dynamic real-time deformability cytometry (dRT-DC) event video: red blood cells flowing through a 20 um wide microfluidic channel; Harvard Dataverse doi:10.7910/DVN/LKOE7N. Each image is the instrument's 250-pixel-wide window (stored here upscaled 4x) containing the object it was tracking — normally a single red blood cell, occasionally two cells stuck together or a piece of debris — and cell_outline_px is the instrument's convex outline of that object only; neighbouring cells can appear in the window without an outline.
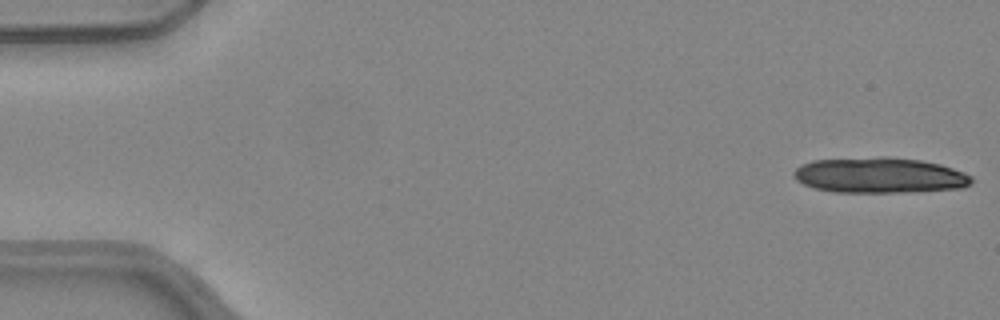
{"species": "common noctule bat (a hibernating species)", "species_latin": "Nyctalus noctula", "temperature_condition": "warm", "stored_images_in_passage": 14, "camera_frame_rate_fps": 3000, "um_per_image_px": 0.085, "animal": {"sex": "female", "body_mass_g": 24.6, "forearm_length_mm": 56.2}, "frame": {"image": 1, "passage_image": 1, "time_ms": 0.0, "image_size_px": [1000, 320], "cell_outline_px": [[972, 180], [964, 188], [900, 192], [836, 192], [816, 188], [804, 184], [796, 180], [792, 172], [796, 168], [812, 160], [880, 156], [888, 156], [920, 160], [940, 164], [964, 172], [972, 176]], "centroid_in_image_um": [74.76, 14.89], "position_along_channel_um": 10.2, "area_um2": 36.82}}